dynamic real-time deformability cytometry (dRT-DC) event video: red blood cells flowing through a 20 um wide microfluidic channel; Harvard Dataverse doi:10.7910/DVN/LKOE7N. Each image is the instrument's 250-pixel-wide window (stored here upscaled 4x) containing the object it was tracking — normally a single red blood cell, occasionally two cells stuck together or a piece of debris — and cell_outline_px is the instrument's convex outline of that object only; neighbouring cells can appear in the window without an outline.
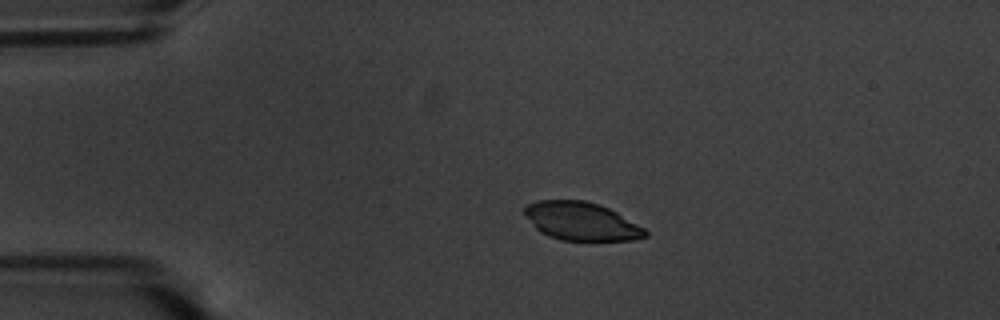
{"species": "common noctule bat (a hibernating species)", "species_latin": "Nyctalus noctula", "temperature_condition": "warm", "stored_images_in_passage": 46, "camera_frame_rate_fps": 3000, "um_per_image_px": 0.085, "animal": {"sex": "male", "body_mass_g": 20.1, "forearm_length_mm": 53.5}, "frame": {"image": 1, "passage_image": 1, "time_ms": 0.0, "image_size_px": [1000, 320], "cell_outline_px": [[648, 236], [632, 240], [560, 240], [548, 236], [540, 232], [536, 228], [524, 212], [524, 208], [528, 204], [536, 200], [584, 200], [600, 204], [616, 212], [644, 228], [648, 232]], "centroid_in_image_um": [49.41, 18.8], "position_along_channel_um": 35.6, "area_um2": 26.7}}
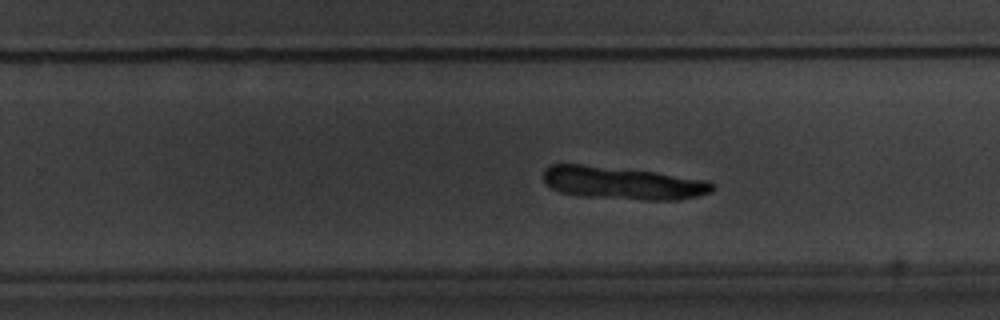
{"frame": {"image": 2, "passage_image": 25, "time_ms": 8.0, "image_size_px": [1000, 320], "cell_outline_px": [[716, 184], [712, 192], [696, 196], [676, 200], [648, 200], [576, 196], [560, 192], [552, 188], [544, 180], [544, 168], [552, 164], [584, 164], [656, 172], [708, 180]], "centroid_in_image_um": [52.94, 15.56], "position_along_channel_um": 276.9, "area_um2": 32.43}}
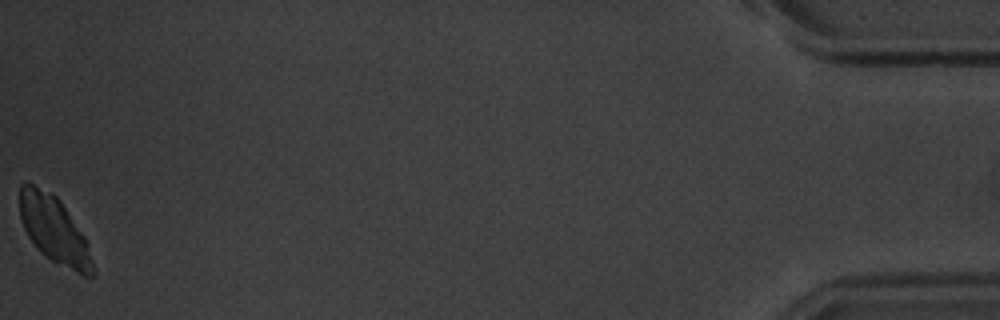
{"frame": {"image": 3, "passage_image": 46, "time_ms": 15.0, "image_size_px": [1000, 320], "cell_outline_px": [[96, 272], [92, 276], [84, 276], [44, 256], [36, 248], [28, 236], [24, 228], [20, 216], [20, 184], [24, 180], [28, 180], [52, 192], [60, 200], [84, 236]], "centroid_in_image_um": [4.57, 19.48], "position_along_channel_um": 430.6, "area_um2": 28.55}}